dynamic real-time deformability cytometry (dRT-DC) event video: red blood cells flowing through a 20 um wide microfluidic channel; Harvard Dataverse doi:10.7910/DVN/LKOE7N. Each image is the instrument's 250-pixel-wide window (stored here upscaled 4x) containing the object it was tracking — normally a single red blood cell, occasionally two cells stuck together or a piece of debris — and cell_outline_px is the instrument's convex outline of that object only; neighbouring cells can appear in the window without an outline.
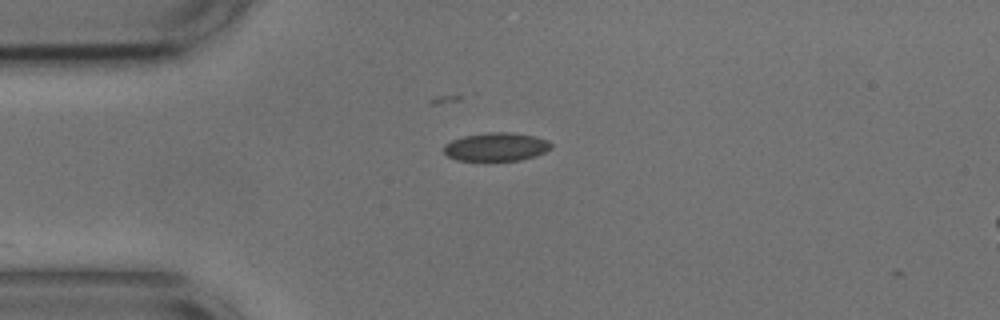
{"species": "common noctule bat (a hibernating species)", "species_latin": "Nyctalus noctula", "temperature_condition": "cold", "stored_images_in_passage": 3, "camera_frame_rate_fps": 3000, "um_per_image_px": 0.085, "animal": {"sex": "male", "body_mass_g": 17.9, "forearm_length_mm": 54.2}, "frame": {"image": 1, "passage_image": 2, "time_ms": 0.333, "image_size_px": [1000, 320], "cell_outline_px": [[552, 148], [536, 156], [520, 160], [456, 160], [448, 156], [444, 152], [444, 144], [452, 140], [464, 136], [488, 132], [508, 132], [536, 136], [548, 140], [552, 144]], "centroid_in_image_um": [42.2, 12.47], "position_along_channel_um": 42.8, "area_um2": 17.74}}